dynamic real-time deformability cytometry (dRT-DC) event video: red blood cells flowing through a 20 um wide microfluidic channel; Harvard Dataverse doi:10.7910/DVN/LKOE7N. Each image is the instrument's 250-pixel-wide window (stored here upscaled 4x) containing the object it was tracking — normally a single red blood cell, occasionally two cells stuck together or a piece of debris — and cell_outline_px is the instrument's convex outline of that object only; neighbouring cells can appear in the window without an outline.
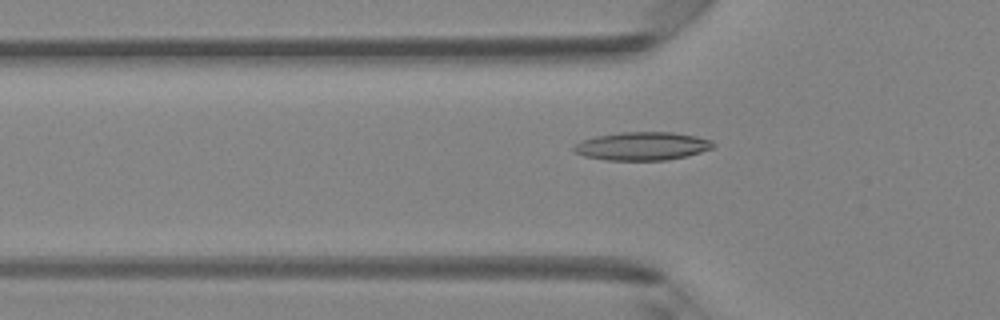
{"species": "Egyptian fruit bat (a non-hibernating species)", "species_latin": "Rousettus aegyptiacus", "temperature_condition": "room temperature", "stored_images_in_passage": 48, "camera_frame_rate_fps": 3000, "um_per_image_px": 0.085, "animal": {"sex": "female"}, "frame": {"image": 1, "passage_image": 16, "time_ms": 5.0, "image_size_px": [1000, 320], "cell_outline_px": [[716, 144], [712, 148], [688, 156], [668, 160], [608, 160], [584, 156], [572, 152], [572, 148], [576, 144], [584, 140], [596, 136], [620, 132], [672, 132], [696, 136], [712, 140]], "centroid_in_image_um": [54.6, 12.42], "position_along_channel_um": 71.2, "area_um2": 23.0}}
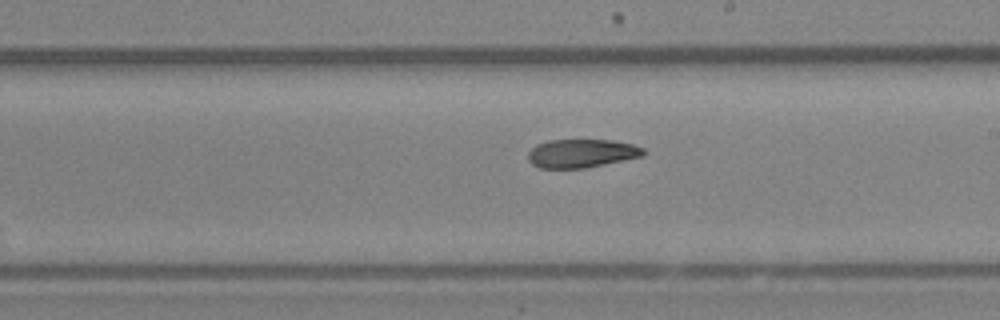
{"frame": {"image": 2, "passage_image": 28, "time_ms": 9.0, "image_size_px": [1000, 320], "cell_outline_px": [[648, 152], [644, 156], [584, 168], [540, 168], [532, 164], [528, 160], [528, 152], [536, 144], [548, 140], [612, 140], [632, 144], [644, 148]], "centroid_in_image_um": [49.45, 13.03], "position_along_channel_um": 239.6, "area_um2": 19.25}}
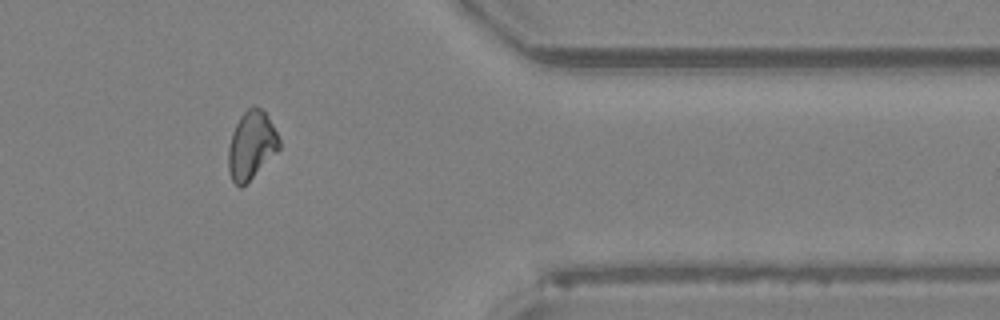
{"frame": {"image": 3, "passage_image": 40, "time_ms": 13.0, "image_size_px": [1000, 320], "cell_outline_px": [[280, 148], [240, 188], [232, 180], [228, 168], [228, 148], [232, 132], [240, 116], [252, 104], [260, 108], [268, 116], [280, 140]], "centroid_in_image_um": [21.35, 12.3], "position_along_channel_um": 390.1, "area_um2": 19.77}, "authors_computed_cell_mechanics": {"area_um2": 20.5479, "velocity_mm_per_s": 4.2188, "shape_relaxation_time_tau1_ms": null, "shape_relaxation_time_tau2_ms": 4.9036, "deformation_change_tau1": null, "deformation_change_tau2": 0.1321}}